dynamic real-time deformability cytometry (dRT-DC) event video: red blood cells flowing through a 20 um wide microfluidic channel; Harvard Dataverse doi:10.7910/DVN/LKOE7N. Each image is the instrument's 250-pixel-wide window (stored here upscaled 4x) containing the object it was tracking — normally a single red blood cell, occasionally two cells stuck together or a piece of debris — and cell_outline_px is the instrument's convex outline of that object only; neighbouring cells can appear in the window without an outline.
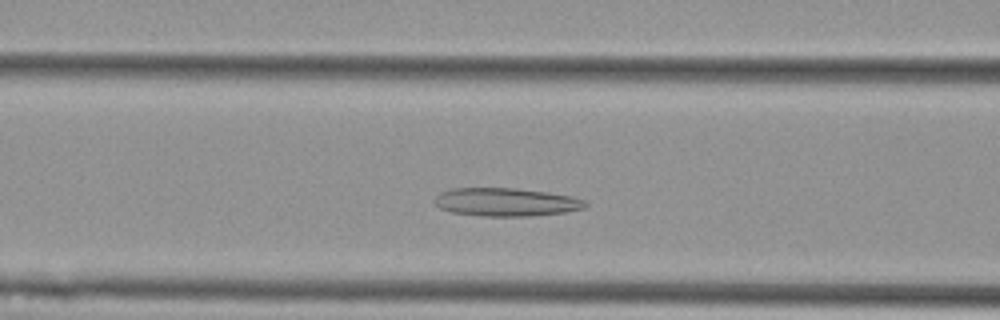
{"species": "Egyptian fruit bat (a non-hibernating species)", "species_latin": "Rousettus aegyptiacus", "temperature_condition": "cold", "stored_images_in_passage": 46, "camera_frame_rate_fps": 3000, "um_per_image_px": 0.085, "animal": {"sex": "female"}, "frame": {"image": 1, "passage_image": 13, "time_ms": 4.0, "image_size_px": [1000, 320], "cell_outline_px": [[588, 204], [584, 208], [564, 212], [532, 216], [480, 216], [452, 212], [440, 208], [432, 200], [440, 192], [452, 188], [516, 188], [548, 192], [568, 196], [584, 200]], "centroid_in_image_um": [42.97, 17.17], "position_along_channel_um": 123.6, "area_um2": 24.8}}
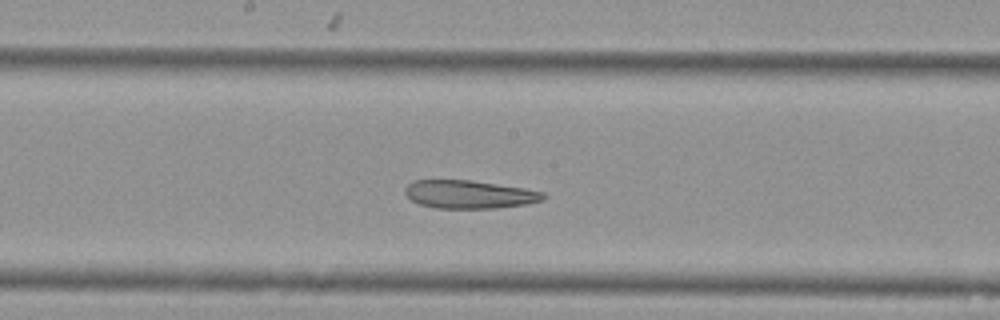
{"frame": {"image": 2, "passage_image": 20, "time_ms": 6.333, "image_size_px": [1000, 320], "cell_outline_px": [[548, 196], [544, 200], [528, 204], [496, 208], [436, 208], [420, 204], [412, 200], [404, 192], [404, 188], [408, 184], [416, 180], [472, 180], [524, 188], [544, 192]], "centroid_in_image_um": [39.93, 16.52], "position_along_channel_um": 208.3, "area_um2": 22.77}}
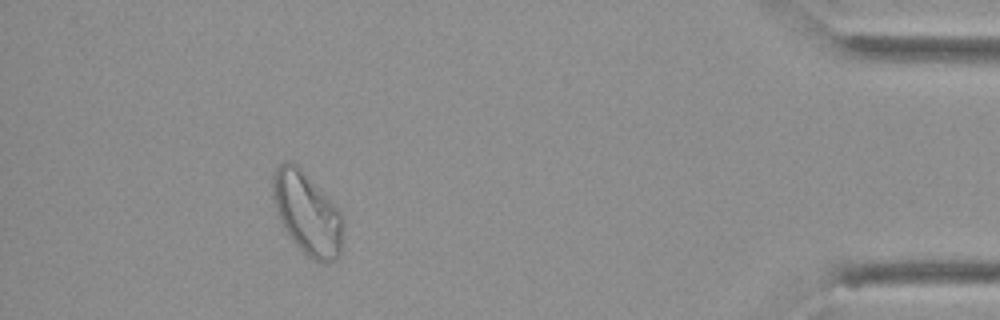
{"frame": {"image": 3, "passage_image": 41, "time_ms": 13.333, "image_size_px": [1000, 320], "cell_outline_px": [[344, 224], [340, 256], [336, 260], [328, 264], [324, 264], [312, 260], [292, 240], [284, 228], [280, 220], [272, 196], [272, 176], [276, 168], [284, 160], [288, 160], [296, 164], [340, 208], [344, 220]], "centroid_in_image_um": [26.15, 18.15], "position_along_channel_um": 409.1, "area_um2": 34.28}, "authors_computed_cell_mechanics": {"area_um2": 26.877, "velocity_mm_per_s": 3.6494, "shape_relaxation_time_tau1_ms": null, "shape_relaxation_time_tau2_ms": 4.8762, "deformation_change_tau1": null, "deformation_change_tau2": 0.1377}}